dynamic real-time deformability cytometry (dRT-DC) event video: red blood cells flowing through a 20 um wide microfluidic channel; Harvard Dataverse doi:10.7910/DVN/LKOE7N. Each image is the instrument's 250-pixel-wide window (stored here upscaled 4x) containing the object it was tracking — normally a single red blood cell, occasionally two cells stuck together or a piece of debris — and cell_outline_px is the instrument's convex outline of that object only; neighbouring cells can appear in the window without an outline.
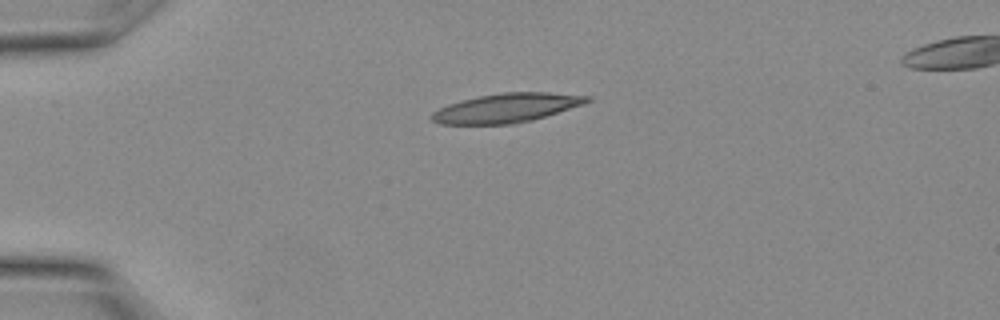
{"species": "Egyptian fruit bat (a non-hibernating species)", "species_latin": "Rousettus aegyptiacus", "temperature_condition": "warm", "stored_images_in_passage": 5, "camera_frame_rate_fps": 3000, "um_per_image_px": 0.085, "animal": {"sex": "female"}, "frame": {"image": 1, "passage_image": 1, "time_ms": 0.0, "image_size_px": [1000, 320], "cell_outline_px": [[592, 100], [584, 104], [532, 120], [508, 124], [440, 124], [432, 120], [432, 112], [448, 104], [480, 96], [504, 92], [548, 92], [592, 96]], "centroid_in_image_um": [43.09, 9.17], "position_along_channel_um": 41.9, "area_um2": 26.07}}
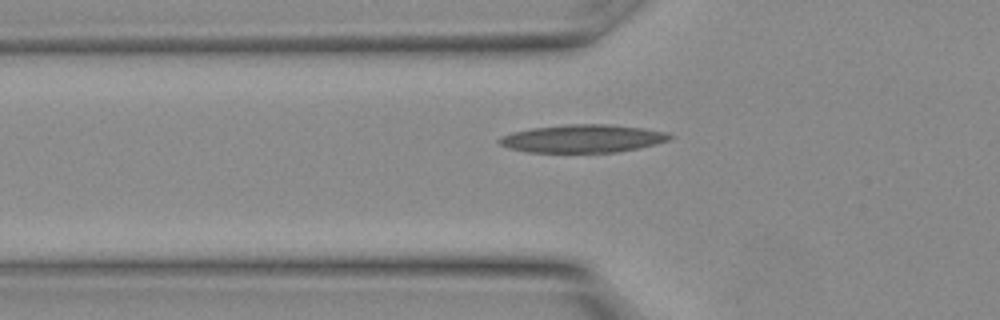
{"frame": {"image": 2, "passage_image": 4, "time_ms": 1.0, "image_size_px": [1000, 320], "cell_outline_px": [[672, 136], [668, 140], [656, 144], [640, 148], [616, 152], [528, 152], [508, 148], [500, 144], [496, 140], [500, 136], [512, 132], [532, 128], [568, 124], [608, 124], [644, 128], [664, 132]], "centroid_in_image_um": [49.49, 11.78], "position_along_channel_um": 76.3, "area_um2": 27.74}}